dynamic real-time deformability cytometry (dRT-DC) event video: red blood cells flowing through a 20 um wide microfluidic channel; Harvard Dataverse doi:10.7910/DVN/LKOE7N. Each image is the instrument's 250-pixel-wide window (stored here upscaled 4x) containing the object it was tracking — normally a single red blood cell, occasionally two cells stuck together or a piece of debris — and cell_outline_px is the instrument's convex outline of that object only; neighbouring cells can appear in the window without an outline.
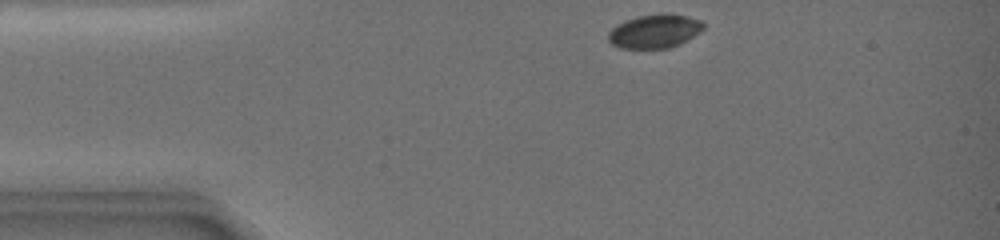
{"species": "common noctule bat (a hibernating species)", "species_latin": "Nyctalus noctula", "temperature_condition": "warm", "stored_images_in_passage": 18, "camera_frame_rate_fps": 3000, "um_per_image_px": 0.085, "animal": {"sex": "female", "body_mass_g": 19.0, "forearm_length_mm": 51.5}, "frame": {"image": 1, "passage_image": 1, "time_ms": 0.0, "image_size_px": [1000, 240], "cell_outline_px": [[704, 28], [700, 32], [680, 44], [668, 48], [620, 48], [612, 44], [608, 40], [608, 32], [612, 28], [628, 20], [640, 16], [664, 12], [684, 16], [700, 20], [704, 24]], "centroid_in_image_um": [55.66, 2.66], "position_along_channel_um": 29.3, "area_um2": 18.5}}
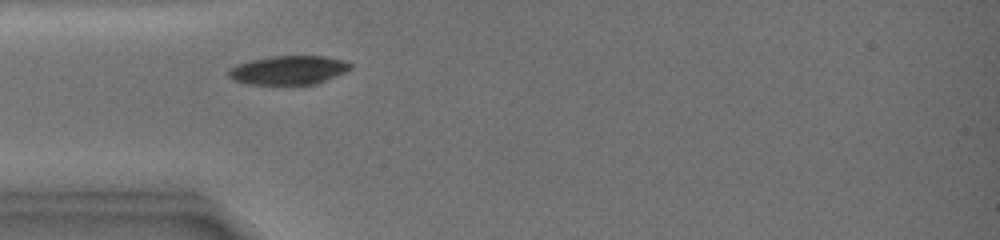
{"frame": {"image": 2, "passage_image": 17, "time_ms": 2.333, "image_size_px": [1000, 240], "cell_outline_px": [[352, 68], [344, 72], [316, 84], [300, 88], [288, 88], [248, 84], [232, 80], [228, 76], [228, 72], [232, 68], [240, 64], [252, 60], [272, 56], [320, 56], [344, 60], [352, 64]], "centroid_in_image_um": [24.53, 6.03], "position_along_channel_um": 60.5, "area_um2": 21.33}}